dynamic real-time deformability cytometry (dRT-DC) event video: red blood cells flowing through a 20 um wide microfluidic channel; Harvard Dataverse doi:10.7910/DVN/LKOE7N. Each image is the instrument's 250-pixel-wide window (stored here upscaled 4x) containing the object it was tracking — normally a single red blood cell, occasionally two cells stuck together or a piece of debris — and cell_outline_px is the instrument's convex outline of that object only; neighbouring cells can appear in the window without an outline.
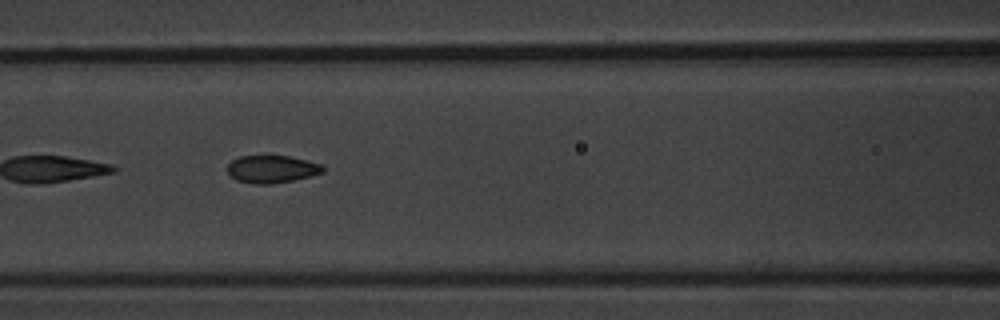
{"species": "common noctule bat (a hibernating species)", "species_latin": "Nyctalus noctula", "temperature_condition": "warm", "stored_images_in_passage": 8, "camera_frame_rate_fps": 3000, "um_per_image_px": 0.085, "animal": {"sex": "male", "body_mass_g": 20.1, "forearm_length_mm": 53.5}, "frame": {"image": 1, "passage_image": 7, "time_ms": 7.0, "image_size_px": [1000, 320], "cell_outline_px": [[324, 172], [292, 180], [268, 184], [252, 184], [236, 180], [228, 172], [228, 164], [232, 160], [240, 156], [288, 156], [320, 164], [324, 168]], "centroid_in_image_um": [23.07, 14.38], "position_along_channel_um": 143.5, "area_um2": 15.03}}